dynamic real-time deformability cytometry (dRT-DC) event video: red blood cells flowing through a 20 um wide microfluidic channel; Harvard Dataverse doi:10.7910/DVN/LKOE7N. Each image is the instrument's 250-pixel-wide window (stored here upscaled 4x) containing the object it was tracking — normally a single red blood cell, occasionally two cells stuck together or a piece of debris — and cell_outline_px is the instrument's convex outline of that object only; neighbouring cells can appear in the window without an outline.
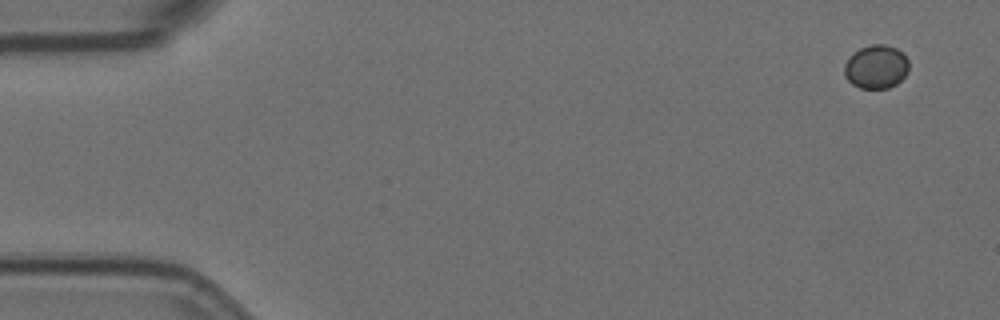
{"species": "Egyptian fruit bat (a non-hibernating species)", "species_latin": "Rousettus aegyptiacus", "temperature_condition": "room temperature", "stored_images_in_passage": 6, "camera_frame_rate_fps": 3000, "um_per_image_px": 0.085, "animal": {"sex": "female"}, "frame": {"image": 1, "passage_image": 1, "time_ms": 0.0, "image_size_px": [1000, 320], "cell_outline_px": [[908, 72], [896, 84], [888, 88], [860, 88], [852, 84], [844, 76], [844, 64], [848, 56], [852, 52], [860, 48], [872, 44], [884, 44], [896, 48], [908, 60]], "centroid_in_image_um": [74.43, 5.67], "position_along_channel_um": 10.6, "area_um2": 16.47}}